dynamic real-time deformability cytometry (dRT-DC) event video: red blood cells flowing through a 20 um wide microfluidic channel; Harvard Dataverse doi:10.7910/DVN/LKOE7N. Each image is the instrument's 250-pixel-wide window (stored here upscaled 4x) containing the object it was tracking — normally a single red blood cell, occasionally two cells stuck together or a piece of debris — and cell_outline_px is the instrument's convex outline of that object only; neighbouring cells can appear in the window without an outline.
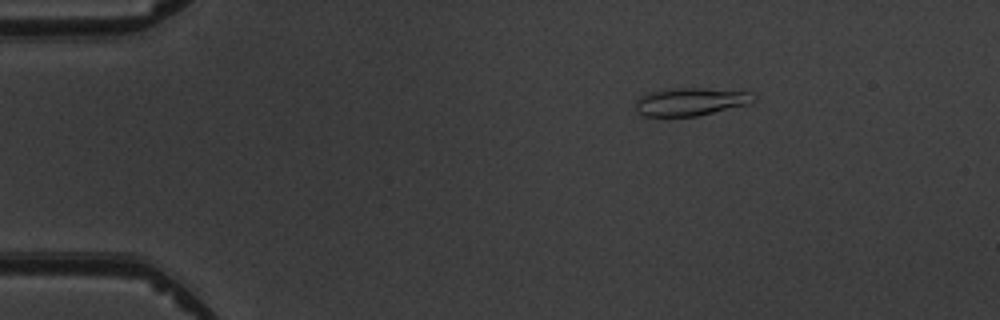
{"species": "common noctule bat (a hibernating species)", "species_latin": "Nyctalus noctula", "temperature_condition": "warm", "stored_images_in_passage": 5, "camera_frame_rate_fps": 3000, "um_per_image_px": 0.085, "animal": {"sex": "male", "body_mass_g": 19.5, "forearm_length_mm": 54.6}, "frame": {"image": 1, "passage_image": 2, "time_ms": 2.333, "image_size_px": [1000, 320], "cell_outline_px": [[756, 96], [748, 104], [696, 116], [644, 116], [636, 112], [636, 100], [640, 96], [652, 92], [680, 88], [700, 88], [752, 92]], "centroid_in_image_um": [58.68, 8.65], "position_along_channel_um": 26.3, "area_um2": 18.84}}